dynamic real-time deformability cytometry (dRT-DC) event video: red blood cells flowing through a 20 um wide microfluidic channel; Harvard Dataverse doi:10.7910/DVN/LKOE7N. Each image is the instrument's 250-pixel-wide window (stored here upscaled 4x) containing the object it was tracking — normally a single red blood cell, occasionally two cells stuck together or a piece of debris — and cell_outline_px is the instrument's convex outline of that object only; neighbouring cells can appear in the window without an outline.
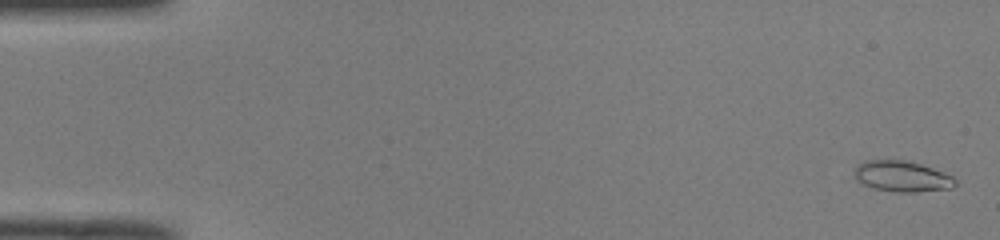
{"species": "common noctule bat (a hibernating species)", "species_latin": "Nyctalus noctula", "temperature_condition": "room temperature", "stored_images_in_passage": 52, "camera_frame_rate_fps": 3000, "um_per_image_px": 0.085, "animal": {"sex": "male", "body_mass_g": 19.0, "forearm_length_mm": 50.8}, "frame": {"image": 1, "passage_image": 2, "time_ms": 0.333, "image_size_px": [1000, 240], "cell_outline_px": [[956, 184], [952, 188], [916, 192], [896, 192], [872, 188], [860, 184], [856, 180], [852, 172], [864, 160], [908, 160], [944, 172], [952, 176], [956, 180]], "centroid_in_image_um": [76.64, 14.99], "position_along_channel_um": 8.4, "area_um2": 18.32}}
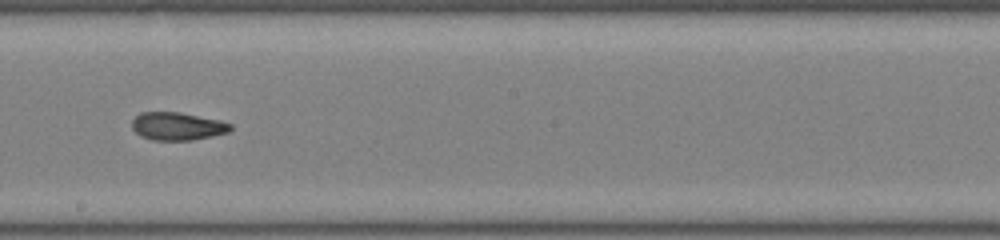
{"frame": {"image": 2, "passage_image": 30, "time_ms": 9.667, "image_size_px": [1000, 240], "cell_outline_px": [[232, 128], [228, 132], [212, 136], [192, 140], [152, 140], [140, 136], [132, 128], [132, 120], [140, 112], [180, 112], [220, 120], [232, 124]], "centroid_in_image_um": [15.07, 10.73], "position_along_channel_um": 233.1, "area_um2": 16.07}}
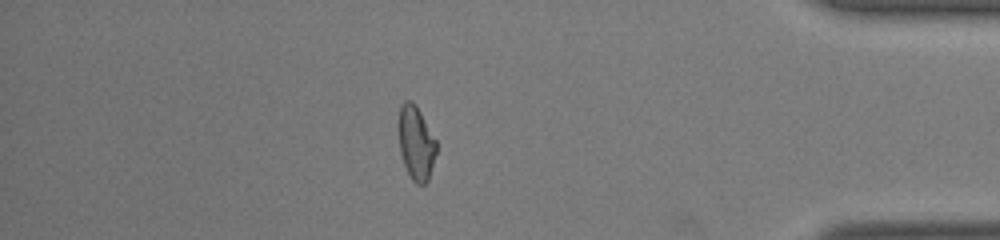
{"frame": {"image": 3, "passage_image": 45, "time_ms": 14.667, "image_size_px": [1000, 240], "cell_outline_px": [[436, 152], [428, 180], [424, 184], [416, 184], [412, 180], [404, 164], [400, 152], [396, 128], [396, 124], [400, 104], [404, 100], [412, 100], [416, 104], [436, 140]], "centroid_in_image_um": [35.31, 12.08], "position_along_channel_um": 399.9, "area_um2": 16.7}, "authors_computed_cell_mechanics": {"area_um2": 16.8776, "velocity_mm_per_s": 4.029, "shape_relaxation_time_tau1_ms": null, "shape_relaxation_time_tau2_ms": 2.9405, "deformation_change_tau1": null, "deformation_change_tau2": 0.08}}